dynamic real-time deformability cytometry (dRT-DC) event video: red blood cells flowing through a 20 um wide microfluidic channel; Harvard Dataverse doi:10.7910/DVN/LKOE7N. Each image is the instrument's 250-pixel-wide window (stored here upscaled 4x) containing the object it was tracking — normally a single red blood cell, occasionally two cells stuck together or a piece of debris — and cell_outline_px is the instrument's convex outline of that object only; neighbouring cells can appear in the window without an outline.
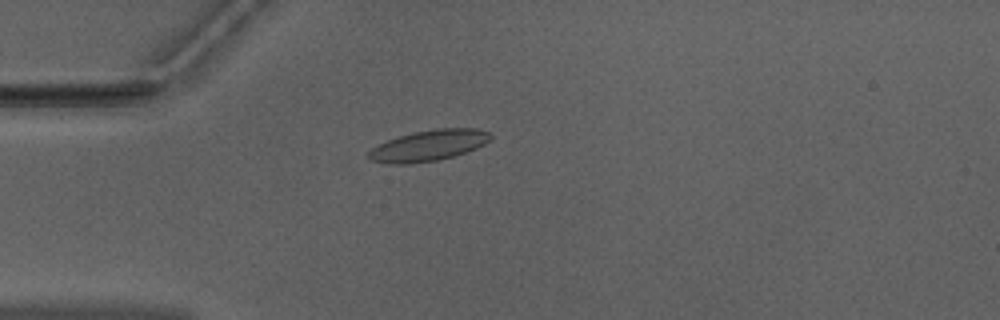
{"species": "Egyptian fruit bat (a non-hibernating species)", "species_latin": "Rousettus aegyptiacus", "temperature_condition": "warm", "stored_images_in_passage": 42, "camera_frame_rate_fps": 3000, "um_per_image_px": 0.085, "animal": {"sex": "male"}, "frame": {"image": 1, "passage_image": 4, "time_ms": 1.0, "image_size_px": [1000, 320], "cell_outline_px": [[492, 136], [484, 144], [476, 148], [452, 156], [436, 160], [408, 164], [392, 164], [372, 160], [368, 156], [368, 152], [372, 148], [388, 140], [412, 132], [436, 128], [476, 128], [488, 132]], "centroid_in_image_um": [36.43, 12.36], "position_along_channel_um": 48.6, "area_um2": 21.62}}
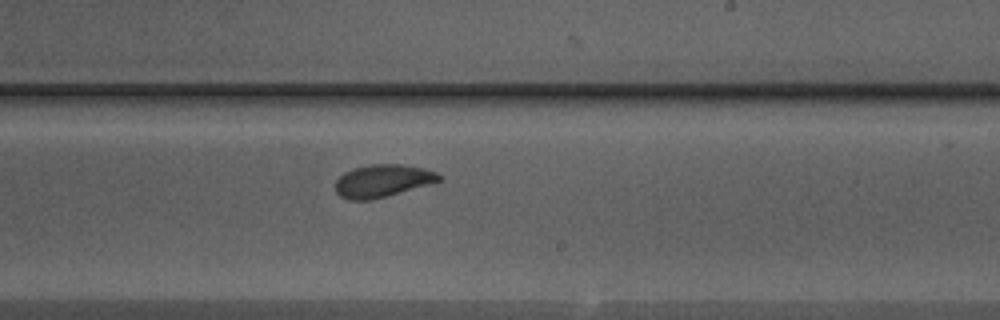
{"frame": {"image": 2, "passage_image": 21, "time_ms": 6.667, "image_size_px": [1000, 320], "cell_outline_px": [[444, 180], [384, 196], [368, 200], [348, 200], [340, 196], [336, 192], [336, 180], [344, 172], [352, 168], [368, 164], [404, 164], [424, 168], [436, 172], [444, 176]], "centroid_in_image_um": [32.53, 15.35], "position_along_channel_um": 256.5, "area_um2": 19.71}}
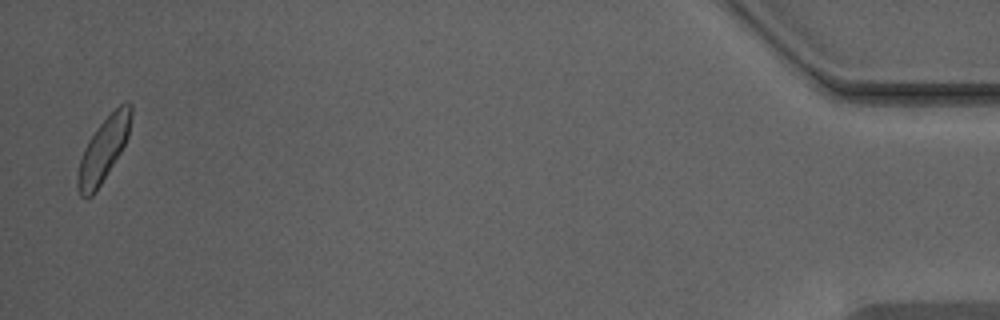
{"frame": {"image": 3, "passage_image": 41, "time_ms": 13.333, "image_size_px": [1000, 320], "cell_outline_px": [[132, 112], [128, 136], [120, 152], [100, 184], [92, 196], [80, 196], [76, 184], [76, 180], [80, 160], [84, 148], [88, 140], [96, 128], [120, 104], [128, 100], [132, 104]], "centroid_in_image_um": [8.79, 12.68], "position_along_channel_um": 426.4, "area_um2": 19.42}, "authors_computed_cell_mechanics": {"area_um2": 19.8832, "velocity_mm_per_s": 3.9322, "shape_relaxation_time_tau1_ms": 3.2937, "shape_relaxation_time_tau2_ms": 1.8902, "deformation_change_tau1": 0.1212, "deformation_change_tau2": 0.0671}}